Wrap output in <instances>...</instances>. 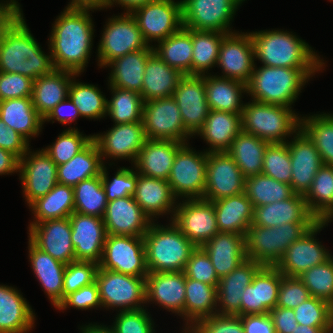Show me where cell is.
<instances>
[{"label": "cell", "instance_id": "cell-1", "mask_svg": "<svg viewBox=\"0 0 333 333\" xmlns=\"http://www.w3.org/2000/svg\"><path fill=\"white\" fill-rule=\"evenodd\" d=\"M16 0L0 3V72L18 73L35 80L56 68L25 23Z\"/></svg>", "mask_w": 333, "mask_h": 333}, {"label": "cell", "instance_id": "cell-2", "mask_svg": "<svg viewBox=\"0 0 333 333\" xmlns=\"http://www.w3.org/2000/svg\"><path fill=\"white\" fill-rule=\"evenodd\" d=\"M93 8L66 7L53 24L49 50L56 69L79 76L91 53L94 24Z\"/></svg>", "mask_w": 333, "mask_h": 333}, {"label": "cell", "instance_id": "cell-3", "mask_svg": "<svg viewBox=\"0 0 333 333\" xmlns=\"http://www.w3.org/2000/svg\"><path fill=\"white\" fill-rule=\"evenodd\" d=\"M250 36L255 59L264 66L299 68L309 79L324 67V60L292 32L263 30L250 32Z\"/></svg>", "mask_w": 333, "mask_h": 333}, {"label": "cell", "instance_id": "cell-4", "mask_svg": "<svg viewBox=\"0 0 333 333\" xmlns=\"http://www.w3.org/2000/svg\"><path fill=\"white\" fill-rule=\"evenodd\" d=\"M149 272H181L196 246L171 221L164 227L154 222L143 236Z\"/></svg>", "mask_w": 333, "mask_h": 333}, {"label": "cell", "instance_id": "cell-5", "mask_svg": "<svg viewBox=\"0 0 333 333\" xmlns=\"http://www.w3.org/2000/svg\"><path fill=\"white\" fill-rule=\"evenodd\" d=\"M258 69V70H257ZM254 66L247 93L253 101L291 107L309 78L299 68Z\"/></svg>", "mask_w": 333, "mask_h": 333}, {"label": "cell", "instance_id": "cell-6", "mask_svg": "<svg viewBox=\"0 0 333 333\" xmlns=\"http://www.w3.org/2000/svg\"><path fill=\"white\" fill-rule=\"evenodd\" d=\"M242 131L269 143H285L288 136L300 129V116L290 107L260 103L244 104L241 113Z\"/></svg>", "mask_w": 333, "mask_h": 333}, {"label": "cell", "instance_id": "cell-7", "mask_svg": "<svg viewBox=\"0 0 333 333\" xmlns=\"http://www.w3.org/2000/svg\"><path fill=\"white\" fill-rule=\"evenodd\" d=\"M315 223H286L276 227L251 224L245 236L246 257L262 266H276L287 248Z\"/></svg>", "mask_w": 333, "mask_h": 333}, {"label": "cell", "instance_id": "cell-8", "mask_svg": "<svg viewBox=\"0 0 333 333\" xmlns=\"http://www.w3.org/2000/svg\"><path fill=\"white\" fill-rule=\"evenodd\" d=\"M95 282L102 307L122 308L119 311L140 310L146 303L145 277L98 268Z\"/></svg>", "mask_w": 333, "mask_h": 333}, {"label": "cell", "instance_id": "cell-9", "mask_svg": "<svg viewBox=\"0 0 333 333\" xmlns=\"http://www.w3.org/2000/svg\"><path fill=\"white\" fill-rule=\"evenodd\" d=\"M207 150L196 152L185 143L175 156L168 178L176 199H202L206 187Z\"/></svg>", "mask_w": 333, "mask_h": 333}, {"label": "cell", "instance_id": "cell-10", "mask_svg": "<svg viewBox=\"0 0 333 333\" xmlns=\"http://www.w3.org/2000/svg\"><path fill=\"white\" fill-rule=\"evenodd\" d=\"M124 13L108 19L105 25L97 52L100 67H107L113 60L149 46L135 18L131 13Z\"/></svg>", "mask_w": 333, "mask_h": 333}, {"label": "cell", "instance_id": "cell-11", "mask_svg": "<svg viewBox=\"0 0 333 333\" xmlns=\"http://www.w3.org/2000/svg\"><path fill=\"white\" fill-rule=\"evenodd\" d=\"M135 18L146 43L163 41L182 27V2L174 0H153L134 8Z\"/></svg>", "mask_w": 333, "mask_h": 333}, {"label": "cell", "instance_id": "cell-12", "mask_svg": "<svg viewBox=\"0 0 333 333\" xmlns=\"http://www.w3.org/2000/svg\"><path fill=\"white\" fill-rule=\"evenodd\" d=\"M99 268L135 277L149 274L143 237L107 235Z\"/></svg>", "mask_w": 333, "mask_h": 333}, {"label": "cell", "instance_id": "cell-13", "mask_svg": "<svg viewBox=\"0 0 333 333\" xmlns=\"http://www.w3.org/2000/svg\"><path fill=\"white\" fill-rule=\"evenodd\" d=\"M186 29L230 33V21L243 0H181ZM231 30V31H230Z\"/></svg>", "mask_w": 333, "mask_h": 333}, {"label": "cell", "instance_id": "cell-14", "mask_svg": "<svg viewBox=\"0 0 333 333\" xmlns=\"http://www.w3.org/2000/svg\"><path fill=\"white\" fill-rule=\"evenodd\" d=\"M142 122L148 139L187 143L192 136L185 129L180 109L172 96L144 102Z\"/></svg>", "mask_w": 333, "mask_h": 333}, {"label": "cell", "instance_id": "cell-15", "mask_svg": "<svg viewBox=\"0 0 333 333\" xmlns=\"http://www.w3.org/2000/svg\"><path fill=\"white\" fill-rule=\"evenodd\" d=\"M184 201L176 205L171 220L196 247H202L219 232L213 202L203 198Z\"/></svg>", "mask_w": 333, "mask_h": 333}, {"label": "cell", "instance_id": "cell-16", "mask_svg": "<svg viewBox=\"0 0 333 333\" xmlns=\"http://www.w3.org/2000/svg\"><path fill=\"white\" fill-rule=\"evenodd\" d=\"M330 221H317L297 241L286 250L281 260L275 266L283 275L298 277L304 271L325 263L332 255L315 238Z\"/></svg>", "mask_w": 333, "mask_h": 333}, {"label": "cell", "instance_id": "cell-17", "mask_svg": "<svg viewBox=\"0 0 333 333\" xmlns=\"http://www.w3.org/2000/svg\"><path fill=\"white\" fill-rule=\"evenodd\" d=\"M245 177L226 152H207L206 187L203 199L216 201L244 192Z\"/></svg>", "mask_w": 333, "mask_h": 333}, {"label": "cell", "instance_id": "cell-18", "mask_svg": "<svg viewBox=\"0 0 333 333\" xmlns=\"http://www.w3.org/2000/svg\"><path fill=\"white\" fill-rule=\"evenodd\" d=\"M255 55L250 33L230 32L224 35L218 54L217 65L223 75L248 84L254 70Z\"/></svg>", "mask_w": 333, "mask_h": 333}, {"label": "cell", "instance_id": "cell-19", "mask_svg": "<svg viewBox=\"0 0 333 333\" xmlns=\"http://www.w3.org/2000/svg\"><path fill=\"white\" fill-rule=\"evenodd\" d=\"M19 175L27 204L45 196L58 183L57 165L44 149L27 153L20 159Z\"/></svg>", "mask_w": 333, "mask_h": 333}, {"label": "cell", "instance_id": "cell-20", "mask_svg": "<svg viewBox=\"0 0 333 333\" xmlns=\"http://www.w3.org/2000/svg\"><path fill=\"white\" fill-rule=\"evenodd\" d=\"M71 235L69 217L48 219L29 225V240L40 250L66 265L75 261Z\"/></svg>", "mask_w": 333, "mask_h": 333}, {"label": "cell", "instance_id": "cell-21", "mask_svg": "<svg viewBox=\"0 0 333 333\" xmlns=\"http://www.w3.org/2000/svg\"><path fill=\"white\" fill-rule=\"evenodd\" d=\"M172 97L180 109L185 129L193 136L204 125L210 108L206 100L204 75H184Z\"/></svg>", "mask_w": 333, "mask_h": 333}, {"label": "cell", "instance_id": "cell-22", "mask_svg": "<svg viewBox=\"0 0 333 333\" xmlns=\"http://www.w3.org/2000/svg\"><path fill=\"white\" fill-rule=\"evenodd\" d=\"M92 136L101 157L129 159L134 163L147 139L143 122L115 124L105 134Z\"/></svg>", "mask_w": 333, "mask_h": 333}, {"label": "cell", "instance_id": "cell-23", "mask_svg": "<svg viewBox=\"0 0 333 333\" xmlns=\"http://www.w3.org/2000/svg\"><path fill=\"white\" fill-rule=\"evenodd\" d=\"M71 241L75 250V261L99 263L107 231L103 218L73 212L70 216Z\"/></svg>", "mask_w": 333, "mask_h": 333}, {"label": "cell", "instance_id": "cell-24", "mask_svg": "<svg viewBox=\"0 0 333 333\" xmlns=\"http://www.w3.org/2000/svg\"><path fill=\"white\" fill-rule=\"evenodd\" d=\"M291 159L292 191L305 195L310 189L313 179L323 162L318 150L308 136L299 129L291 142L287 141Z\"/></svg>", "mask_w": 333, "mask_h": 333}, {"label": "cell", "instance_id": "cell-25", "mask_svg": "<svg viewBox=\"0 0 333 333\" xmlns=\"http://www.w3.org/2000/svg\"><path fill=\"white\" fill-rule=\"evenodd\" d=\"M107 235L143 237L153 221L133 196L108 201L103 217Z\"/></svg>", "mask_w": 333, "mask_h": 333}, {"label": "cell", "instance_id": "cell-26", "mask_svg": "<svg viewBox=\"0 0 333 333\" xmlns=\"http://www.w3.org/2000/svg\"><path fill=\"white\" fill-rule=\"evenodd\" d=\"M146 280V303L155 302L184 317L186 275L181 272H149Z\"/></svg>", "mask_w": 333, "mask_h": 333}, {"label": "cell", "instance_id": "cell-27", "mask_svg": "<svg viewBox=\"0 0 333 333\" xmlns=\"http://www.w3.org/2000/svg\"><path fill=\"white\" fill-rule=\"evenodd\" d=\"M261 264L246 259L236 269L219 279L217 286V303L221 305L217 313L221 315L241 316V299L245 288L252 283Z\"/></svg>", "mask_w": 333, "mask_h": 333}, {"label": "cell", "instance_id": "cell-28", "mask_svg": "<svg viewBox=\"0 0 333 333\" xmlns=\"http://www.w3.org/2000/svg\"><path fill=\"white\" fill-rule=\"evenodd\" d=\"M317 219L309 212L304 195L294 193L284 201H276L254 207L252 224L263 227H276L286 223H316Z\"/></svg>", "mask_w": 333, "mask_h": 333}, {"label": "cell", "instance_id": "cell-29", "mask_svg": "<svg viewBox=\"0 0 333 333\" xmlns=\"http://www.w3.org/2000/svg\"><path fill=\"white\" fill-rule=\"evenodd\" d=\"M184 144L147 138L134 163L135 171L148 177L168 180L177 151Z\"/></svg>", "mask_w": 333, "mask_h": 333}, {"label": "cell", "instance_id": "cell-30", "mask_svg": "<svg viewBox=\"0 0 333 333\" xmlns=\"http://www.w3.org/2000/svg\"><path fill=\"white\" fill-rule=\"evenodd\" d=\"M133 197L151 221H154V216L168 214V212H172L171 214L174 215L175 205L178 203L175 202L177 199L173 195L167 180L148 177L138 172Z\"/></svg>", "mask_w": 333, "mask_h": 333}, {"label": "cell", "instance_id": "cell-31", "mask_svg": "<svg viewBox=\"0 0 333 333\" xmlns=\"http://www.w3.org/2000/svg\"><path fill=\"white\" fill-rule=\"evenodd\" d=\"M202 248L209 255L219 278L247 259L245 236L241 234L218 232Z\"/></svg>", "mask_w": 333, "mask_h": 333}, {"label": "cell", "instance_id": "cell-32", "mask_svg": "<svg viewBox=\"0 0 333 333\" xmlns=\"http://www.w3.org/2000/svg\"><path fill=\"white\" fill-rule=\"evenodd\" d=\"M35 320L32 308L19 290L0 285V333H27Z\"/></svg>", "mask_w": 333, "mask_h": 333}, {"label": "cell", "instance_id": "cell-33", "mask_svg": "<svg viewBox=\"0 0 333 333\" xmlns=\"http://www.w3.org/2000/svg\"><path fill=\"white\" fill-rule=\"evenodd\" d=\"M212 202L219 232L246 236L254 218V207L246 194L243 192Z\"/></svg>", "mask_w": 333, "mask_h": 333}, {"label": "cell", "instance_id": "cell-34", "mask_svg": "<svg viewBox=\"0 0 333 333\" xmlns=\"http://www.w3.org/2000/svg\"><path fill=\"white\" fill-rule=\"evenodd\" d=\"M77 74L55 69L52 73L33 81L32 102L38 114L44 119L60 102L68 97L69 87Z\"/></svg>", "mask_w": 333, "mask_h": 333}, {"label": "cell", "instance_id": "cell-35", "mask_svg": "<svg viewBox=\"0 0 333 333\" xmlns=\"http://www.w3.org/2000/svg\"><path fill=\"white\" fill-rule=\"evenodd\" d=\"M29 261L34 274L43 286L54 307L64 300L63 278L66 264L54 259L48 253L40 250L29 240Z\"/></svg>", "mask_w": 333, "mask_h": 333}, {"label": "cell", "instance_id": "cell-36", "mask_svg": "<svg viewBox=\"0 0 333 333\" xmlns=\"http://www.w3.org/2000/svg\"><path fill=\"white\" fill-rule=\"evenodd\" d=\"M241 131V114L210 110L203 127L196 134L210 145L207 152H222L230 148Z\"/></svg>", "mask_w": 333, "mask_h": 333}, {"label": "cell", "instance_id": "cell-37", "mask_svg": "<svg viewBox=\"0 0 333 333\" xmlns=\"http://www.w3.org/2000/svg\"><path fill=\"white\" fill-rule=\"evenodd\" d=\"M154 53L153 45L128 53L107 66H111L109 86L128 89L141 94L144 71L148 58Z\"/></svg>", "mask_w": 333, "mask_h": 333}, {"label": "cell", "instance_id": "cell-38", "mask_svg": "<svg viewBox=\"0 0 333 333\" xmlns=\"http://www.w3.org/2000/svg\"><path fill=\"white\" fill-rule=\"evenodd\" d=\"M142 82L143 102L171 97L184 76L179 70L169 67L155 53L147 60Z\"/></svg>", "mask_w": 333, "mask_h": 333}, {"label": "cell", "instance_id": "cell-39", "mask_svg": "<svg viewBox=\"0 0 333 333\" xmlns=\"http://www.w3.org/2000/svg\"><path fill=\"white\" fill-rule=\"evenodd\" d=\"M0 119L28 142L41 132L44 123L33 106L32 97L0 101Z\"/></svg>", "mask_w": 333, "mask_h": 333}, {"label": "cell", "instance_id": "cell-40", "mask_svg": "<svg viewBox=\"0 0 333 333\" xmlns=\"http://www.w3.org/2000/svg\"><path fill=\"white\" fill-rule=\"evenodd\" d=\"M206 100L210 110L241 114L244 103L242 93H247V85L233 79L216 75H204Z\"/></svg>", "mask_w": 333, "mask_h": 333}, {"label": "cell", "instance_id": "cell-41", "mask_svg": "<svg viewBox=\"0 0 333 333\" xmlns=\"http://www.w3.org/2000/svg\"><path fill=\"white\" fill-rule=\"evenodd\" d=\"M103 165L97 143L92 140L68 162L57 166L58 183L74 187L83 180L101 175Z\"/></svg>", "mask_w": 333, "mask_h": 333}, {"label": "cell", "instance_id": "cell-42", "mask_svg": "<svg viewBox=\"0 0 333 333\" xmlns=\"http://www.w3.org/2000/svg\"><path fill=\"white\" fill-rule=\"evenodd\" d=\"M217 295V286L186 277L184 319L187 321V326L185 329L192 328L201 319L217 314Z\"/></svg>", "mask_w": 333, "mask_h": 333}, {"label": "cell", "instance_id": "cell-43", "mask_svg": "<svg viewBox=\"0 0 333 333\" xmlns=\"http://www.w3.org/2000/svg\"><path fill=\"white\" fill-rule=\"evenodd\" d=\"M270 143L253 134L241 131L226 151L245 178L262 174L263 157Z\"/></svg>", "mask_w": 333, "mask_h": 333}, {"label": "cell", "instance_id": "cell-44", "mask_svg": "<svg viewBox=\"0 0 333 333\" xmlns=\"http://www.w3.org/2000/svg\"><path fill=\"white\" fill-rule=\"evenodd\" d=\"M153 47L154 53L169 67L179 70L183 75H191L192 29L182 27Z\"/></svg>", "mask_w": 333, "mask_h": 333}, {"label": "cell", "instance_id": "cell-45", "mask_svg": "<svg viewBox=\"0 0 333 333\" xmlns=\"http://www.w3.org/2000/svg\"><path fill=\"white\" fill-rule=\"evenodd\" d=\"M309 212L317 221L333 218V166L322 165L304 195Z\"/></svg>", "mask_w": 333, "mask_h": 333}, {"label": "cell", "instance_id": "cell-46", "mask_svg": "<svg viewBox=\"0 0 333 333\" xmlns=\"http://www.w3.org/2000/svg\"><path fill=\"white\" fill-rule=\"evenodd\" d=\"M29 207L35 216L32 223L68 218L74 212L73 187L57 183L51 191L33 201Z\"/></svg>", "mask_w": 333, "mask_h": 333}, {"label": "cell", "instance_id": "cell-47", "mask_svg": "<svg viewBox=\"0 0 333 333\" xmlns=\"http://www.w3.org/2000/svg\"><path fill=\"white\" fill-rule=\"evenodd\" d=\"M300 129L318 150L323 165L333 166V114L300 117Z\"/></svg>", "mask_w": 333, "mask_h": 333}, {"label": "cell", "instance_id": "cell-48", "mask_svg": "<svg viewBox=\"0 0 333 333\" xmlns=\"http://www.w3.org/2000/svg\"><path fill=\"white\" fill-rule=\"evenodd\" d=\"M225 33L192 30L191 75L203 76L217 65L221 42Z\"/></svg>", "mask_w": 333, "mask_h": 333}, {"label": "cell", "instance_id": "cell-49", "mask_svg": "<svg viewBox=\"0 0 333 333\" xmlns=\"http://www.w3.org/2000/svg\"><path fill=\"white\" fill-rule=\"evenodd\" d=\"M244 193L253 204V207L284 201L294 194L290 185L264 174L245 178Z\"/></svg>", "mask_w": 333, "mask_h": 333}, {"label": "cell", "instance_id": "cell-50", "mask_svg": "<svg viewBox=\"0 0 333 333\" xmlns=\"http://www.w3.org/2000/svg\"><path fill=\"white\" fill-rule=\"evenodd\" d=\"M74 212L96 217H104L107 198L101 175L79 182L73 187Z\"/></svg>", "mask_w": 333, "mask_h": 333}, {"label": "cell", "instance_id": "cell-51", "mask_svg": "<svg viewBox=\"0 0 333 333\" xmlns=\"http://www.w3.org/2000/svg\"><path fill=\"white\" fill-rule=\"evenodd\" d=\"M109 87L113 97L107 99V115L114 124L142 122L144 102L141 94L119 87Z\"/></svg>", "mask_w": 333, "mask_h": 333}, {"label": "cell", "instance_id": "cell-52", "mask_svg": "<svg viewBox=\"0 0 333 333\" xmlns=\"http://www.w3.org/2000/svg\"><path fill=\"white\" fill-rule=\"evenodd\" d=\"M72 78L68 98L76 105L81 117L100 119L107 114V99L95 85L76 82Z\"/></svg>", "mask_w": 333, "mask_h": 333}, {"label": "cell", "instance_id": "cell-53", "mask_svg": "<svg viewBox=\"0 0 333 333\" xmlns=\"http://www.w3.org/2000/svg\"><path fill=\"white\" fill-rule=\"evenodd\" d=\"M298 278L307 287L311 296L333 305V256L325 263L304 271Z\"/></svg>", "mask_w": 333, "mask_h": 333}, {"label": "cell", "instance_id": "cell-54", "mask_svg": "<svg viewBox=\"0 0 333 333\" xmlns=\"http://www.w3.org/2000/svg\"><path fill=\"white\" fill-rule=\"evenodd\" d=\"M93 136H84L78 129L68 128L63 131L52 144L44 150L56 163L57 166L68 162L72 157L84 149L91 141Z\"/></svg>", "mask_w": 333, "mask_h": 333}, {"label": "cell", "instance_id": "cell-55", "mask_svg": "<svg viewBox=\"0 0 333 333\" xmlns=\"http://www.w3.org/2000/svg\"><path fill=\"white\" fill-rule=\"evenodd\" d=\"M262 174L290 185L291 183V159L287 142L270 143L263 157Z\"/></svg>", "mask_w": 333, "mask_h": 333}, {"label": "cell", "instance_id": "cell-56", "mask_svg": "<svg viewBox=\"0 0 333 333\" xmlns=\"http://www.w3.org/2000/svg\"><path fill=\"white\" fill-rule=\"evenodd\" d=\"M298 324L311 327H333V305L311 296L293 309Z\"/></svg>", "mask_w": 333, "mask_h": 333}, {"label": "cell", "instance_id": "cell-57", "mask_svg": "<svg viewBox=\"0 0 333 333\" xmlns=\"http://www.w3.org/2000/svg\"><path fill=\"white\" fill-rule=\"evenodd\" d=\"M101 179L107 201H111L134 195L137 182V171L135 172L133 169L120 167L114 175L113 180L109 181L108 171L105 165H103Z\"/></svg>", "mask_w": 333, "mask_h": 333}, {"label": "cell", "instance_id": "cell-58", "mask_svg": "<svg viewBox=\"0 0 333 333\" xmlns=\"http://www.w3.org/2000/svg\"><path fill=\"white\" fill-rule=\"evenodd\" d=\"M282 277L283 274L275 266H262L258 270V295L262 314L269 313L276 307Z\"/></svg>", "mask_w": 333, "mask_h": 333}, {"label": "cell", "instance_id": "cell-59", "mask_svg": "<svg viewBox=\"0 0 333 333\" xmlns=\"http://www.w3.org/2000/svg\"><path fill=\"white\" fill-rule=\"evenodd\" d=\"M98 263L92 261H74L66 265L63 278L64 298L71 292L95 282Z\"/></svg>", "mask_w": 333, "mask_h": 333}, {"label": "cell", "instance_id": "cell-60", "mask_svg": "<svg viewBox=\"0 0 333 333\" xmlns=\"http://www.w3.org/2000/svg\"><path fill=\"white\" fill-rule=\"evenodd\" d=\"M184 273L187 278L218 286L219 277L213 267L209 255L202 247H196L187 261Z\"/></svg>", "mask_w": 333, "mask_h": 333}, {"label": "cell", "instance_id": "cell-61", "mask_svg": "<svg viewBox=\"0 0 333 333\" xmlns=\"http://www.w3.org/2000/svg\"><path fill=\"white\" fill-rule=\"evenodd\" d=\"M154 324L146 309L120 311L110 329L113 333H154Z\"/></svg>", "mask_w": 333, "mask_h": 333}, {"label": "cell", "instance_id": "cell-62", "mask_svg": "<svg viewBox=\"0 0 333 333\" xmlns=\"http://www.w3.org/2000/svg\"><path fill=\"white\" fill-rule=\"evenodd\" d=\"M310 297L309 290L298 277L283 275L278 290V301L276 306L295 309Z\"/></svg>", "mask_w": 333, "mask_h": 333}, {"label": "cell", "instance_id": "cell-63", "mask_svg": "<svg viewBox=\"0 0 333 333\" xmlns=\"http://www.w3.org/2000/svg\"><path fill=\"white\" fill-rule=\"evenodd\" d=\"M193 333H245L240 316L215 314L199 320Z\"/></svg>", "mask_w": 333, "mask_h": 333}, {"label": "cell", "instance_id": "cell-64", "mask_svg": "<svg viewBox=\"0 0 333 333\" xmlns=\"http://www.w3.org/2000/svg\"><path fill=\"white\" fill-rule=\"evenodd\" d=\"M33 81L18 73L0 72V101L32 97Z\"/></svg>", "mask_w": 333, "mask_h": 333}, {"label": "cell", "instance_id": "cell-65", "mask_svg": "<svg viewBox=\"0 0 333 333\" xmlns=\"http://www.w3.org/2000/svg\"><path fill=\"white\" fill-rule=\"evenodd\" d=\"M74 307L81 310L102 307L98 286L96 282L83 286L79 290L71 292L65 296L64 300L58 305L57 309L64 310L67 307Z\"/></svg>", "mask_w": 333, "mask_h": 333}, {"label": "cell", "instance_id": "cell-66", "mask_svg": "<svg viewBox=\"0 0 333 333\" xmlns=\"http://www.w3.org/2000/svg\"><path fill=\"white\" fill-rule=\"evenodd\" d=\"M0 148L11 152L21 159L28 151L29 142L17 133L14 129L8 127L0 119Z\"/></svg>", "mask_w": 333, "mask_h": 333}, {"label": "cell", "instance_id": "cell-67", "mask_svg": "<svg viewBox=\"0 0 333 333\" xmlns=\"http://www.w3.org/2000/svg\"><path fill=\"white\" fill-rule=\"evenodd\" d=\"M245 333H275L269 313L240 316Z\"/></svg>", "mask_w": 333, "mask_h": 333}, {"label": "cell", "instance_id": "cell-68", "mask_svg": "<svg viewBox=\"0 0 333 333\" xmlns=\"http://www.w3.org/2000/svg\"><path fill=\"white\" fill-rule=\"evenodd\" d=\"M252 314H262V304H259L258 295V271L252 283L245 288L241 299V316Z\"/></svg>", "mask_w": 333, "mask_h": 333}, {"label": "cell", "instance_id": "cell-69", "mask_svg": "<svg viewBox=\"0 0 333 333\" xmlns=\"http://www.w3.org/2000/svg\"><path fill=\"white\" fill-rule=\"evenodd\" d=\"M275 333H292L298 325L293 309L275 307L269 311Z\"/></svg>", "mask_w": 333, "mask_h": 333}, {"label": "cell", "instance_id": "cell-70", "mask_svg": "<svg viewBox=\"0 0 333 333\" xmlns=\"http://www.w3.org/2000/svg\"><path fill=\"white\" fill-rule=\"evenodd\" d=\"M67 110H69V114H66ZM78 117H81L79 110L71 99L67 97L48 113V115L43 119V122L52 120V123H54L53 120H56L61 124H69L71 121L78 119Z\"/></svg>", "mask_w": 333, "mask_h": 333}, {"label": "cell", "instance_id": "cell-71", "mask_svg": "<svg viewBox=\"0 0 333 333\" xmlns=\"http://www.w3.org/2000/svg\"><path fill=\"white\" fill-rule=\"evenodd\" d=\"M20 159L11 152L0 148V175L19 172Z\"/></svg>", "mask_w": 333, "mask_h": 333}, {"label": "cell", "instance_id": "cell-72", "mask_svg": "<svg viewBox=\"0 0 333 333\" xmlns=\"http://www.w3.org/2000/svg\"><path fill=\"white\" fill-rule=\"evenodd\" d=\"M150 1H153V0H106V4H105V8H109L111 7L112 5H116L119 4L121 5L122 7L125 8L126 12L130 13L134 8L138 7V6H141V5H144Z\"/></svg>", "mask_w": 333, "mask_h": 333}, {"label": "cell", "instance_id": "cell-73", "mask_svg": "<svg viewBox=\"0 0 333 333\" xmlns=\"http://www.w3.org/2000/svg\"><path fill=\"white\" fill-rule=\"evenodd\" d=\"M105 4L106 0H72L66 7L93 8L94 10H102L105 7Z\"/></svg>", "mask_w": 333, "mask_h": 333}, {"label": "cell", "instance_id": "cell-74", "mask_svg": "<svg viewBox=\"0 0 333 333\" xmlns=\"http://www.w3.org/2000/svg\"><path fill=\"white\" fill-rule=\"evenodd\" d=\"M333 327H311L298 324L292 333H332Z\"/></svg>", "mask_w": 333, "mask_h": 333}, {"label": "cell", "instance_id": "cell-75", "mask_svg": "<svg viewBox=\"0 0 333 333\" xmlns=\"http://www.w3.org/2000/svg\"><path fill=\"white\" fill-rule=\"evenodd\" d=\"M81 330L83 331L82 333H113L110 326L106 327L105 325L100 326L97 324H89L85 327L82 326Z\"/></svg>", "mask_w": 333, "mask_h": 333}, {"label": "cell", "instance_id": "cell-76", "mask_svg": "<svg viewBox=\"0 0 333 333\" xmlns=\"http://www.w3.org/2000/svg\"><path fill=\"white\" fill-rule=\"evenodd\" d=\"M184 332H185V333H193V332L191 331V329H186V330H184Z\"/></svg>", "mask_w": 333, "mask_h": 333}]
</instances>
